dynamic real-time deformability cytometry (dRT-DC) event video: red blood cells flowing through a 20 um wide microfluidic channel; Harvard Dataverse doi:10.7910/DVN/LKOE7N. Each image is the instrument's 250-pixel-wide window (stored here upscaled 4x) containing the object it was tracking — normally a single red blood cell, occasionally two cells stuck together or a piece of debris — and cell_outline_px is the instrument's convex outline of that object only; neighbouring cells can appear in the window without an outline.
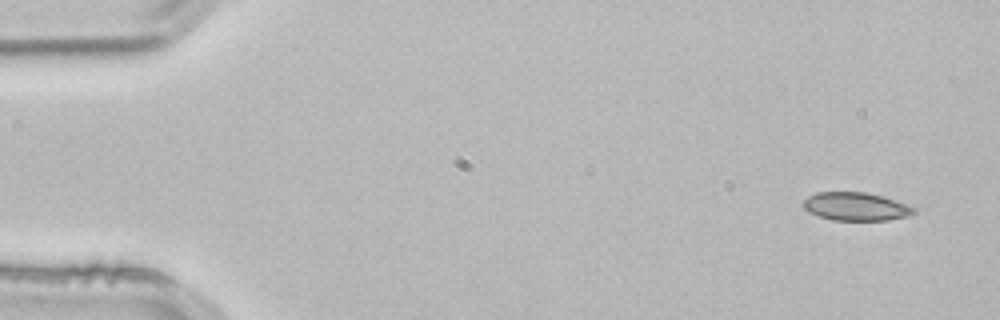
{"species": "common noctule bat (a hibernating species)", "species_latin": "Nyctalus noctula", "temperature_condition": "room temperature", "stored_images_in_passage": 3, "camera_frame_rate_fps": 3000, "um_per_image_px": 0.085, "animal": {"sex": "male", "body_mass_g": 21.5, "forearm_length_mm": 52.0}, "frame": {"image": 1, "passage_image": 1, "time_ms": 0.0, "image_size_px": [1000, 320], "cell_outline_px": [[916, 212], [908, 216], [888, 220], [832, 220], [808, 212], [804, 208], [804, 200], [808, 196], [816, 192], [864, 192], [884, 196], [916, 208]], "centroid_in_image_um": [72.75, 17.55], "position_along_channel_um": 12.2, "area_um2": 18.15}}